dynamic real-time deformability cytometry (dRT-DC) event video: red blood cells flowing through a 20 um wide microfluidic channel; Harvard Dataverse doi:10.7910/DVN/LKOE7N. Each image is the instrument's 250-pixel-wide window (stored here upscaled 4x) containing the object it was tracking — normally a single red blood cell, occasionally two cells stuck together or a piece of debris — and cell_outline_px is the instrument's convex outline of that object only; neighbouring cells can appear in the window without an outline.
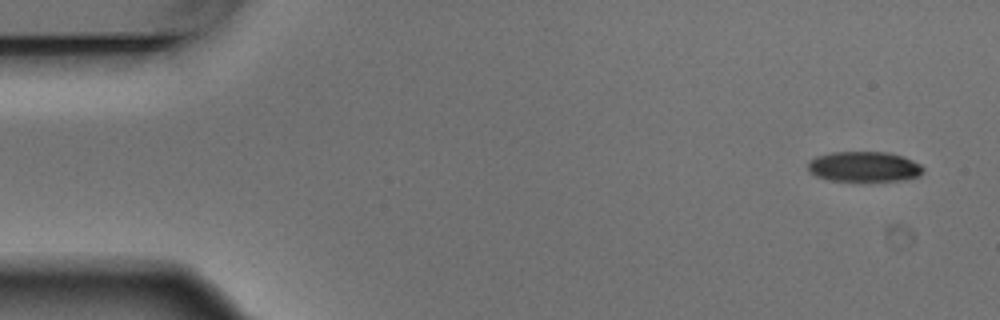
{"species": "Egyptian fruit bat (a non-hibernating species)", "species_latin": "Rousettus aegyptiacus", "temperature_condition": "warm", "stored_images_in_passage": 8, "camera_frame_rate_fps": 3000, "um_per_image_px": 0.085, "animal": {"sex": "male"}, "frame": {"image": 1, "passage_image": 1, "time_ms": 0.0, "image_size_px": [1000, 320], "cell_outline_px": [[924, 172], [920, 176], [900, 180], [828, 180], [816, 176], [808, 172], [808, 160], [816, 156], [832, 152], [888, 152], [904, 156], [920, 164], [924, 168]], "centroid_in_image_um": [73.44, 14.15], "position_along_channel_um": 11.6, "area_um2": 20.35}}
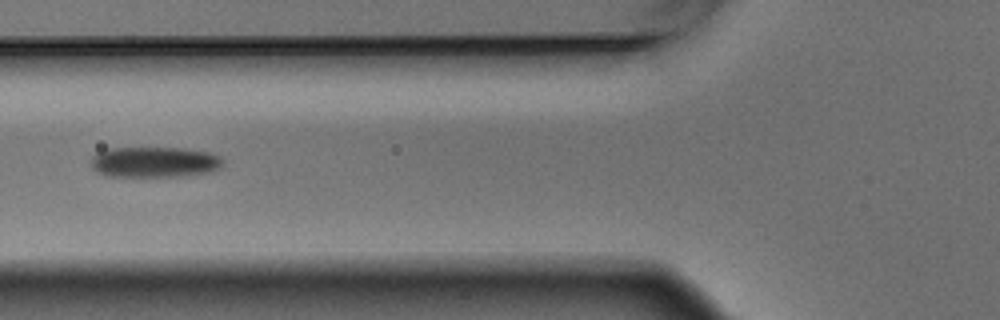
{"frame": {"image": 2, "passage_image": 6, "time_ms": 1.667, "image_size_px": [1000, 320], "cell_outline_px": [[224, 160], [220, 168], [212, 172], [176, 176], [108, 176], [92, 168], [92, 156], [96, 152], [108, 148], [184, 148], [212, 152], [220, 156]], "centroid_in_image_um": [13.17, 13.76], "position_along_channel_um": 112.6, "area_um2": 23.64}}
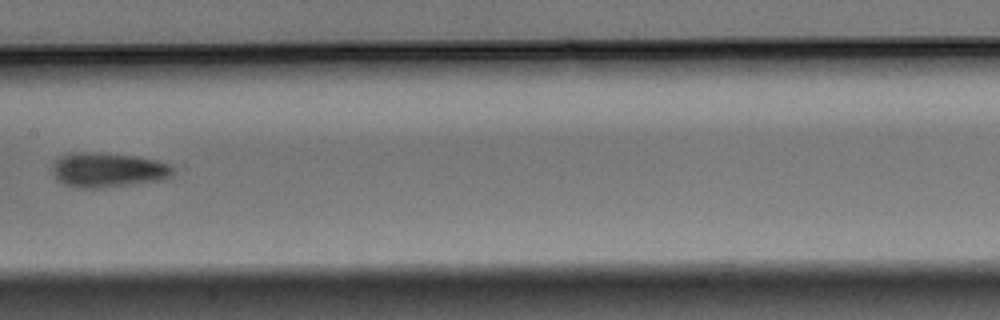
{"frame": {"image": 3, "passage_image": 8, "time_ms": 2.333, "image_size_px": [1000, 320], "cell_outline_px": [[172, 176], [160, 180], [100, 188], [76, 188], [64, 184], [56, 180], [52, 172], [52, 164], [60, 156], [72, 152], [100, 152], [136, 156], [156, 160], [172, 164]], "centroid_in_image_um": [9.13, 14.44], "position_along_channel_um": 198.3, "area_um2": 24.57}}